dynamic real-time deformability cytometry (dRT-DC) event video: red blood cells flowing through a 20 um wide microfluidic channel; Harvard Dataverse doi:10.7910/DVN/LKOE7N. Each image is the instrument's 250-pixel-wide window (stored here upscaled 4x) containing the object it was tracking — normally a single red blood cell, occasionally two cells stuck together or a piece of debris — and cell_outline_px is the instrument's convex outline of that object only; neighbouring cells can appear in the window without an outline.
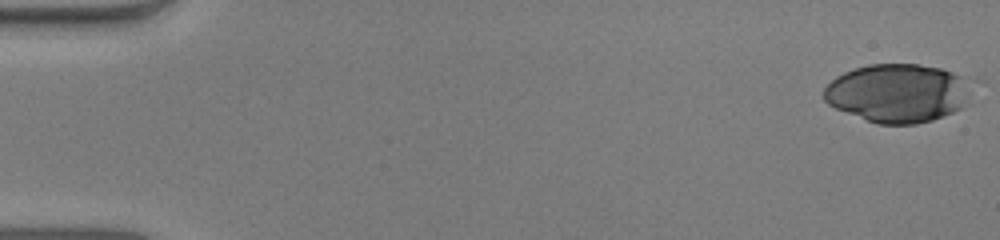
{"species": "human", "species_latin": "Homo sapiens", "temperature_condition": "warm", "stored_images_in_passage": 51, "camera_frame_rate_fps": 3000, "um_per_image_px": 0.085, "donor": {"sex": "male"}, "frame": {"image": 1, "passage_image": 1, "time_ms": 0.0, "image_size_px": [1000, 240], "cell_outline_px": [[972, 104], [964, 108], [944, 116], [932, 120], [916, 124], [876, 124], [836, 108], [828, 104], [824, 100], [824, 88], [836, 76], [844, 72], [868, 64], [920, 64], [940, 68], [952, 72], [960, 76], [968, 92]], "centroid_in_image_um": [76.3, 7.93], "position_along_channel_um": 8.7, "area_um2": 50.29}}
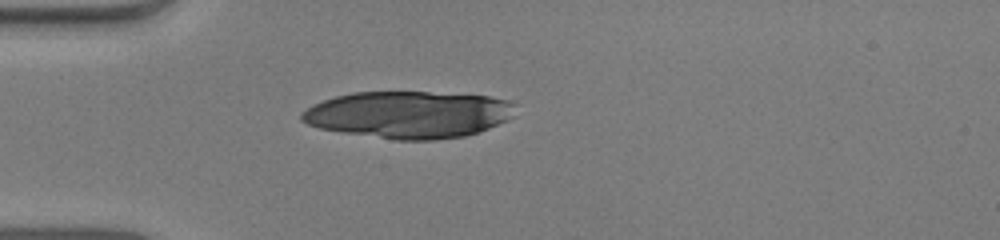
{"frame": {"image": 2, "passage_image": 15, "time_ms": 4.667, "image_size_px": [1000, 240], "cell_outline_px": [[516, 104], [512, 116], [508, 120], [488, 128], [464, 136], [436, 140], [396, 140], [340, 132], [320, 128], [308, 124], [300, 120], [300, 112], [312, 104], [336, 96], [352, 92], [428, 92], [488, 96], [508, 100]], "centroid_in_image_um": [34.71, 9.74], "position_along_channel_um": 50.3, "area_um2": 58.67}}